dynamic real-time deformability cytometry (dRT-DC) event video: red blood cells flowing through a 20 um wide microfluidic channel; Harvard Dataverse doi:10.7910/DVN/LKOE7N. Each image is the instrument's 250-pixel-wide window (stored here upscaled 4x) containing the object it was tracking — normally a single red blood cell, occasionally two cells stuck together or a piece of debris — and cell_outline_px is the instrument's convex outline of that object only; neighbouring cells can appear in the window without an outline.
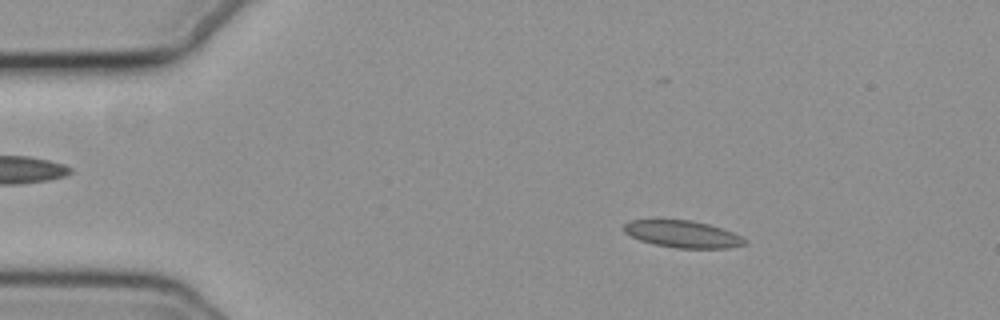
{"species": "common noctule bat (a hibernating species)", "species_latin": "Nyctalus noctula", "temperature_condition": "cold", "stored_images_in_passage": 48, "camera_frame_rate_fps": 3000, "um_per_image_px": 0.085, "animal": {"sex": "female", "body_mass_g": 19.3, "forearm_length_mm": 54.1}, "frame": {"image": 1, "passage_image": 1, "time_ms": 0.0, "image_size_px": [1000, 320], "cell_outline_px": [[748, 244], [728, 248], [676, 248], [652, 244], [640, 240], [624, 232], [624, 224], [628, 220], [692, 220], [724, 228], [748, 240]], "centroid_in_image_um": [58.06, 19.9], "position_along_channel_um": 26.9, "area_um2": 19.13}}
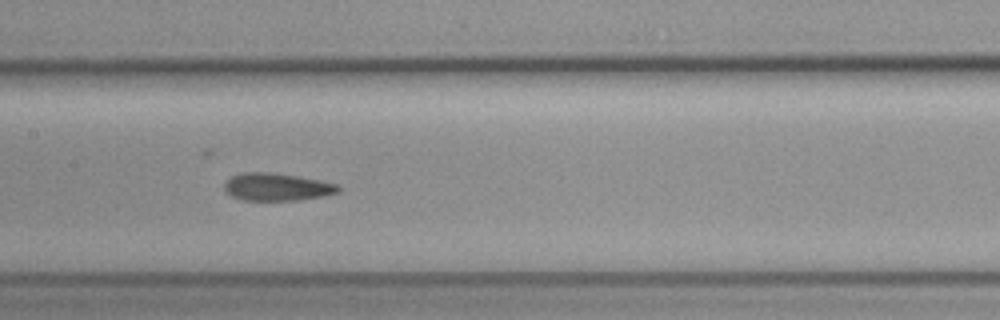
{"frame": {"image": 2, "passage_image": 19, "time_ms": 6.0, "image_size_px": [1000, 320], "cell_outline_px": [[340, 192], [324, 196], [300, 200], [244, 200], [232, 196], [224, 192], [224, 184], [232, 176], [244, 172], [268, 172], [296, 176], [320, 180], [336, 184], [340, 188]], "centroid_in_image_um": [23.53, 15.9], "position_along_channel_um": 183.9, "area_um2": 18.26}}
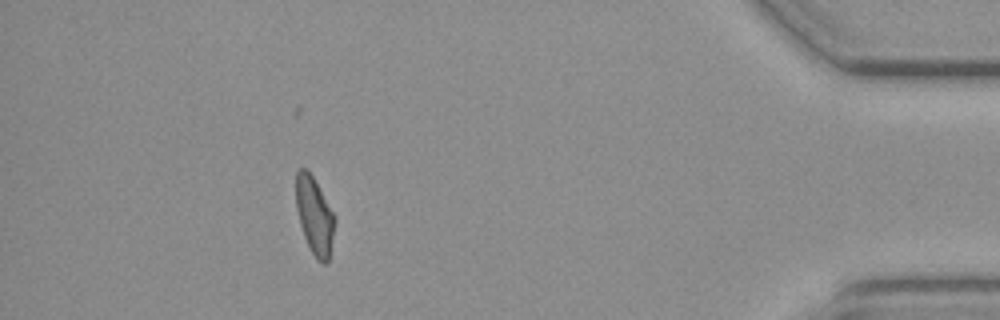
{"frame": {"image": 3, "passage_image": 42, "time_ms": 13.667, "image_size_px": [1000, 320], "cell_outline_px": [[336, 220], [328, 260], [324, 264], [316, 260], [304, 236], [300, 224], [296, 208], [296, 168], [308, 168], [336, 216]], "centroid_in_image_um": [26.73, 18.29], "position_along_channel_um": 408.5, "area_um2": 17.57}, "authors_computed_cell_mechanics": {"area_um2": 18.5249, "velocity_mm_per_s": 3.7012, "shape_relaxation_time_tau1_ms": null, "shape_relaxation_time_tau2_ms": 2.6863, "deformation_change_tau1": null, "deformation_change_tau2": 0.0913}}